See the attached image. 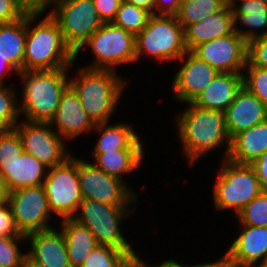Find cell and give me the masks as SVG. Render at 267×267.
Returning <instances> with one entry per match:
<instances>
[{
    "label": "cell",
    "instance_id": "cell-1",
    "mask_svg": "<svg viewBox=\"0 0 267 267\" xmlns=\"http://www.w3.org/2000/svg\"><path fill=\"white\" fill-rule=\"evenodd\" d=\"M45 10L27 13V35L23 71L58 70L69 68L76 61L75 53L66 44L57 21L48 13L32 27Z\"/></svg>",
    "mask_w": 267,
    "mask_h": 267
},
{
    "label": "cell",
    "instance_id": "cell-2",
    "mask_svg": "<svg viewBox=\"0 0 267 267\" xmlns=\"http://www.w3.org/2000/svg\"><path fill=\"white\" fill-rule=\"evenodd\" d=\"M188 105V109L177 115V131L183 144V153L188 156L190 164L222 143L227 144V151H225V159H227L231 138L226 129L224 113L203 109L191 103Z\"/></svg>",
    "mask_w": 267,
    "mask_h": 267
},
{
    "label": "cell",
    "instance_id": "cell-3",
    "mask_svg": "<svg viewBox=\"0 0 267 267\" xmlns=\"http://www.w3.org/2000/svg\"><path fill=\"white\" fill-rule=\"evenodd\" d=\"M68 68L58 70L22 71V100L19 112L27 121L50 122L57 112L60 98L69 86Z\"/></svg>",
    "mask_w": 267,
    "mask_h": 267
},
{
    "label": "cell",
    "instance_id": "cell-4",
    "mask_svg": "<svg viewBox=\"0 0 267 267\" xmlns=\"http://www.w3.org/2000/svg\"><path fill=\"white\" fill-rule=\"evenodd\" d=\"M69 85L77 93L85 112L98 124L109 122L126 82L114 70L83 67L78 70L77 79H71Z\"/></svg>",
    "mask_w": 267,
    "mask_h": 267
},
{
    "label": "cell",
    "instance_id": "cell-5",
    "mask_svg": "<svg viewBox=\"0 0 267 267\" xmlns=\"http://www.w3.org/2000/svg\"><path fill=\"white\" fill-rule=\"evenodd\" d=\"M131 205H106L94 200L82 199L72 219L84 225L95 237L98 245H106L136 255L120 231L123 217L132 213ZM131 210V211H130ZM129 212V213H128Z\"/></svg>",
    "mask_w": 267,
    "mask_h": 267
},
{
    "label": "cell",
    "instance_id": "cell-6",
    "mask_svg": "<svg viewBox=\"0 0 267 267\" xmlns=\"http://www.w3.org/2000/svg\"><path fill=\"white\" fill-rule=\"evenodd\" d=\"M136 61L141 54L161 61L179 60L187 49L184 29L175 15L152 14L146 27L135 36Z\"/></svg>",
    "mask_w": 267,
    "mask_h": 267
},
{
    "label": "cell",
    "instance_id": "cell-7",
    "mask_svg": "<svg viewBox=\"0 0 267 267\" xmlns=\"http://www.w3.org/2000/svg\"><path fill=\"white\" fill-rule=\"evenodd\" d=\"M220 168L213 202L220 211L234 209L238 214L263 189L254 168L249 164H237L227 158Z\"/></svg>",
    "mask_w": 267,
    "mask_h": 267
},
{
    "label": "cell",
    "instance_id": "cell-8",
    "mask_svg": "<svg viewBox=\"0 0 267 267\" xmlns=\"http://www.w3.org/2000/svg\"><path fill=\"white\" fill-rule=\"evenodd\" d=\"M54 5L51 16L57 21L66 44L78 57L83 44L104 23L96 11L93 0H49Z\"/></svg>",
    "mask_w": 267,
    "mask_h": 267
},
{
    "label": "cell",
    "instance_id": "cell-9",
    "mask_svg": "<svg viewBox=\"0 0 267 267\" xmlns=\"http://www.w3.org/2000/svg\"><path fill=\"white\" fill-rule=\"evenodd\" d=\"M85 45L96 58L89 69L114 70V66L136 62L135 35L112 22L103 23Z\"/></svg>",
    "mask_w": 267,
    "mask_h": 267
},
{
    "label": "cell",
    "instance_id": "cell-10",
    "mask_svg": "<svg viewBox=\"0 0 267 267\" xmlns=\"http://www.w3.org/2000/svg\"><path fill=\"white\" fill-rule=\"evenodd\" d=\"M43 181L51 212L62 219L72 218L82 201L78 179L77 158L69 157L64 163L48 168Z\"/></svg>",
    "mask_w": 267,
    "mask_h": 267
},
{
    "label": "cell",
    "instance_id": "cell-11",
    "mask_svg": "<svg viewBox=\"0 0 267 267\" xmlns=\"http://www.w3.org/2000/svg\"><path fill=\"white\" fill-rule=\"evenodd\" d=\"M78 179L83 199L94 200L106 205H131L137 194L123 180L106 174L93 162L77 158Z\"/></svg>",
    "mask_w": 267,
    "mask_h": 267
},
{
    "label": "cell",
    "instance_id": "cell-12",
    "mask_svg": "<svg viewBox=\"0 0 267 267\" xmlns=\"http://www.w3.org/2000/svg\"><path fill=\"white\" fill-rule=\"evenodd\" d=\"M49 122H18L14 129L18 132L23 150L32 154L48 168L64 163L70 154L65 149V141Z\"/></svg>",
    "mask_w": 267,
    "mask_h": 267
},
{
    "label": "cell",
    "instance_id": "cell-13",
    "mask_svg": "<svg viewBox=\"0 0 267 267\" xmlns=\"http://www.w3.org/2000/svg\"><path fill=\"white\" fill-rule=\"evenodd\" d=\"M7 201L15 223L22 235L51 229L48 198L42 185L20 188L8 192Z\"/></svg>",
    "mask_w": 267,
    "mask_h": 267
},
{
    "label": "cell",
    "instance_id": "cell-14",
    "mask_svg": "<svg viewBox=\"0 0 267 267\" xmlns=\"http://www.w3.org/2000/svg\"><path fill=\"white\" fill-rule=\"evenodd\" d=\"M191 52L218 72L243 73L248 42L236 32L198 44Z\"/></svg>",
    "mask_w": 267,
    "mask_h": 267
},
{
    "label": "cell",
    "instance_id": "cell-15",
    "mask_svg": "<svg viewBox=\"0 0 267 267\" xmlns=\"http://www.w3.org/2000/svg\"><path fill=\"white\" fill-rule=\"evenodd\" d=\"M179 61L184 64L173 77L174 96L180 102L191 103L219 72L191 51H187Z\"/></svg>",
    "mask_w": 267,
    "mask_h": 267
},
{
    "label": "cell",
    "instance_id": "cell-16",
    "mask_svg": "<svg viewBox=\"0 0 267 267\" xmlns=\"http://www.w3.org/2000/svg\"><path fill=\"white\" fill-rule=\"evenodd\" d=\"M58 129L56 132L64 139H73L95 128V123L85 112L80 99L69 85L62 93L57 112L49 122ZM55 124V125H54Z\"/></svg>",
    "mask_w": 267,
    "mask_h": 267
},
{
    "label": "cell",
    "instance_id": "cell-17",
    "mask_svg": "<svg viewBox=\"0 0 267 267\" xmlns=\"http://www.w3.org/2000/svg\"><path fill=\"white\" fill-rule=\"evenodd\" d=\"M224 115L226 129L232 140L238 133L267 120V107L242 86Z\"/></svg>",
    "mask_w": 267,
    "mask_h": 267
},
{
    "label": "cell",
    "instance_id": "cell-18",
    "mask_svg": "<svg viewBox=\"0 0 267 267\" xmlns=\"http://www.w3.org/2000/svg\"><path fill=\"white\" fill-rule=\"evenodd\" d=\"M30 241L27 258L40 267H71L65 238L60 231L51 228L26 236Z\"/></svg>",
    "mask_w": 267,
    "mask_h": 267
},
{
    "label": "cell",
    "instance_id": "cell-19",
    "mask_svg": "<svg viewBox=\"0 0 267 267\" xmlns=\"http://www.w3.org/2000/svg\"><path fill=\"white\" fill-rule=\"evenodd\" d=\"M46 170V165L26 152L15 160L0 161V173L7 192L42 185Z\"/></svg>",
    "mask_w": 267,
    "mask_h": 267
},
{
    "label": "cell",
    "instance_id": "cell-20",
    "mask_svg": "<svg viewBox=\"0 0 267 267\" xmlns=\"http://www.w3.org/2000/svg\"><path fill=\"white\" fill-rule=\"evenodd\" d=\"M235 33L234 12L231 5L205 19L188 25L184 29V43L187 51L198 44Z\"/></svg>",
    "mask_w": 267,
    "mask_h": 267
},
{
    "label": "cell",
    "instance_id": "cell-21",
    "mask_svg": "<svg viewBox=\"0 0 267 267\" xmlns=\"http://www.w3.org/2000/svg\"><path fill=\"white\" fill-rule=\"evenodd\" d=\"M242 86L243 73L219 72L191 104L224 113Z\"/></svg>",
    "mask_w": 267,
    "mask_h": 267
},
{
    "label": "cell",
    "instance_id": "cell-22",
    "mask_svg": "<svg viewBox=\"0 0 267 267\" xmlns=\"http://www.w3.org/2000/svg\"><path fill=\"white\" fill-rule=\"evenodd\" d=\"M243 231L233 241L226 254L249 267H261L267 261V227L241 224ZM261 263L258 265V261Z\"/></svg>",
    "mask_w": 267,
    "mask_h": 267
},
{
    "label": "cell",
    "instance_id": "cell-23",
    "mask_svg": "<svg viewBox=\"0 0 267 267\" xmlns=\"http://www.w3.org/2000/svg\"><path fill=\"white\" fill-rule=\"evenodd\" d=\"M267 151V120L238 133L231 140L228 159L237 164H251Z\"/></svg>",
    "mask_w": 267,
    "mask_h": 267
},
{
    "label": "cell",
    "instance_id": "cell-24",
    "mask_svg": "<svg viewBox=\"0 0 267 267\" xmlns=\"http://www.w3.org/2000/svg\"><path fill=\"white\" fill-rule=\"evenodd\" d=\"M109 122L98 123L95 130L101 134L96 143L93 153H104L114 150H143L142 142L137 133L129 124L116 123L108 125Z\"/></svg>",
    "mask_w": 267,
    "mask_h": 267
},
{
    "label": "cell",
    "instance_id": "cell-25",
    "mask_svg": "<svg viewBox=\"0 0 267 267\" xmlns=\"http://www.w3.org/2000/svg\"><path fill=\"white\" fill-rule=\"evenodd\" d=\"M26 35L27 14L18 21L0 24V58L8 60L18 72L23 71Z\"/></svg>",
    "mask_w": 267,
    "mask_h": 267
},
{
    "label": "cell",
    "instance_id": "cell-26",
    "mask_svg": "<svg viewBox=\"0 0 267 267\" xmlns=\"http://www.w3.org/2000/svg\"><path fill=\"white\" fill-rule=\"evenodd\" d=\"M61 232L65 238L67 254L71 267H80L98 245L94 235L72 218L61 221Z\"/></svg>",
    "mask_w": 267,
    "mask_h": 267
},
{
    "label": "cell",
    "instance_id": "cell-27",
    "mask_svg": "<svg viewBox=\"0 0 267 267\" xmlns=\"http://www.w3.org/2000/svg\"><path fill=\"white\" fill-rule=\"evenodd\" d=\"M239 3L237 7L236 4L232 5L235 32L247 42L254 38L267 35V2L260 0H240ZM237 23L247 26L248 30L239 29ZM257 29H264V31L257 33Z\"/></svg>",
    "mask_w": 267,
    "mask_h": 267
},
{
    "label": "cell",
    "instance_id": "cell-28",
    "mask_svg": "<svg viewBox=\"0 0 267 267\" xmlns=\"http://www.w3.org/2000/svg\"><path fill=\"white\" fill-rule=\"evenodd\" d=\"M96 167L106 174L122 180L123 174L132 173L142 165L143 150H114L104 153H93Z\"/></svg>",
    "mask_w": 267,
    "mask_h": 267
},
{
    "label": "cell",
    "instance_id": "cell-29",
    "mask_svg": "<svg viewBox=\"0 0 267 267\" xmlns=\"http://www.w3.org/2000/svg\"><path fill=\"white\" fill-rule=\"evenodd\" d=\"M226 5L225 0H182L175 17L185 29L188 25L220 11Z\"/></svg>",
    "mask_w": 267,
    "mask_h": 267
},
{
    "label": "cell",
    "instance_id": "cell-30",
    "mask_svg": "<svg viewBox=\"0 0 267 267\" xmlns=\"http://www.w3.org/2000/svg\"><path fill=\"white\" fill-rule=\"evenodd\" d=\"M132 260L124 250L97 245L80 267H132Z\"/></svg>",
    "mask_w": 267,
    "mask_h": 267
},
{
    "label": "cell",
    "instance_id": "cell-31",
    "mask_svg": "<svg viewBox=\"0 0 267 267\" xmlns=\"http://www.w3.org/2000/svg\"><path fill=\"white\" fill-rule=\"evenodd\" d=\"M151 15L148 10L123 0L112 23L136 36L146 27Z\"/></svg>",
    "mask_w": 267,
    "mask_h": 267
},
{
    "label": "cell",
    "instance_id": "cell-32",
    "mask_svg": "<svg viewBox=\"0 0 267 267\" xmlns=\"http://www.w3.org/2000/svg\"><path fill=\"white\" fill-rule=\"evenodd\" d=\"M240 224L267 227V190H263L236 215Z\"/></svg>",
    "mask_w": 267,
    "mask_h": 267
},
{
    "label": "cell",
    "instance_id": "cell-33",
    "mask_svg": "<svg viewBox=\"0 0 267 267\" xmlns=\"http://www.w3.org/2000/svg\"><path fill=\"white\" fill-rule=\"evenodd\" d=\"M15 99L11 86L0 85V131L14 129L18 123L19 104Z\"/></svg>",
    "mask_w": 267,
    "mask_h": 267
},
{
    "label": "cell",
    "instance_id": "cell-34",
    "mask_svg": "<svg viewBox=\"0 0 267 267\" xmlns=\"http://www.w3.org/2000/svg\"><path fill=\"white\" fill-rule=\"evenodd\" d=\"M244 69L243 86L267 107V69L256 66H246Z\"/></svg>",
    "mask_w": 267,
    "mask_h": 267
},
{
    "label": "cell",
    "instance_id": "cell-35",
    "mask_svg": "<svg viewBox=\"0 0 267 267\" xmlns=\"http://www.w3.org/2000/svg\"><path fill=\"white\" fill-rule=\"evenodd\" d=\"M26 240V237L0 236V265L2 267H20L27 257L18 249V241ZM17 242V243H16ZM21 252V253H20Z\"/></svg>",
    "mask_w": 267,
    "mask_h": 267
},
{
    "label": "cell",
    "instance_id": "cell-36",
    "mask_svg": "<svg viewBox=\"0 0 267 267\" xmlns=\"http://www.w3.org/2000/svg\"><path fill=\"white\" fill-rule=\"evenodd\" d=\"M23 152L20 136L15 129L0 131V161L15 160Z\"/></svg>",
    "mask_w": 267,
    "mask_h": 267
},
{
    "label": "cell",
    "instance_id": "cell-37",
    "mask_svg": "<svg viewBox=\"0 0 267 267\" xmlns=\"http://www.w3.org/2000/svg\"><path fill=\"white\" fill-rule=\"evenodd\" d=\"M246 66L267 69V35L254 38L248 42Z\"/></svg>",
    "mask_w": 267,
    "mask_h": 267
},
{
    "label": "cell",
    "instance_id": "cell-38",
    "mask_svg": "<svg viewBox=\"0 0 267 267\" xmlns=\"http://www.w3.org/2000/svg\"><path fill=\"white\" fill-rule=\"evenodd\" d=\"M29 11L20 0H0V24L18 21Z\"/></svg>",
    "mask_w": 267,
    "mask_h": 267
},
{
    "label": "cell",
    "instance_id": "cell-39",
    "mask_svg": "<svg viewBox=\"0 0 267 267\" xmlns=\"http://www.w3.org/2000/svg\"><path fill=\"white\" fill-rule=\"evenodd\" d=\"M0 236L26 237L18 230L8 201L0 204Z\"/></svg>",
    "mask_w": 267,
    "mask_h": 267
},
{
    "label": "cell",
    "instance_id": "cell-40",
    "mask_svg": "<svg viewBox=\"0 0 267 267\" xmlns=\"http://www.w3.org/2000/svg\"><path fill=\"white\" fill-rule=\"evenodd\" d=\"M123 0H93L100 19L104 23L112 22Z\"/></svg>",
    "mask_w": 267,
    "mask_h": 267
},
{
    "label": "cell",
    "instance_id": "cell-41",
    "mask_svg": "<svg viewBox=\"0 0 267 267\" xmlns=\"http://www.w3.org/2000/svg\"><path fill=\"white\" fill-rule=\"evenodd\" d=\"M250 165L254 168L262 189L267 190V151Z\"/></svg>",
    "mask_w": 267,
    "mask_h": 267
},
{
    "label": "cell",
    "instance_id": "cell-42",
    "mask_svg": "<svg viewBox=\"0 0 267 267\" xmlns=\"http://www.w3.org/2000/svg\"><path fill=\"white\" fill-rule=\"evenodd\" d=\"M155 15H175L178 12L182 0H154ZM155 9L159 12L156 13Z\"/></svg>",
    "mask_w": 267,
    "mask_h": 267
},
{
    "label": "cell",
    "instance_id": "cell-43",
    "mask_svg": "<svg viewBox=\"0 0 267 267\" xmlns=\"http://www.w3.org/2000/svg\"><path fill=\"white\" fill-rule=\"evenodd\" d=\"M140 256H138L137 254L133 257L132 260V267H149V265L147 263H145L143 260H141L139 258ZM155 267H199V264L196 265H181L179 263H177L175 260H166L164 263L159 264V265H154Z\"/></svg>",
    "mask_w": 267,
    "mask_h": 267
},
{
    "label": "cell",
    "instance_id": "cell-44",
    "mask_svg": "<svg viewBox=\"0 0 267 267\" xmlns=\"http://www.w3.org/2000/svg\"><path fill=\"white\" fill-rule=\"evenodd\" d=\"M199 267H249L231 259L226 253L216 262L199 264Z\"/></svg>",
    "mask_w": 267,
    "mask_h": 267
},
{
    "label": "cell",
    "instance_id": "cell-45",
    "mask_svg": "<svg viewBox=\"0 0 267 267\" xmlns=\"http://www.w3.org/2000/svg\"><path fill=\"white\" fill-rule=\"evenodd\" d=\"M30 10H48L47 3L49 0H20Z\"/></svg>",
    "mask_w": 267,
    "mask_h": 267
},
{
    "label": "cell",
    "instance_id": "cell-46",
    "mask_svg": "<svg viewBox=\"0 0 267 267\" xmlns=\"http://www.w3.org/2000/svg\"><path fill=\"white\" fill-rule=\"evenodd\" d=\"M130 4H134L135 6L142 7L148 10L151 14H154V0H124Z\"/></svg>",
    "mask_w": 267,
    "mask_h": 267
},
{
    "label": "cell",
    "instance_id": "cell-47",
    "mask_svg": "<svg viewBox=\"0 0 267 267\" xmlns=\"http://www.w3.org/2000/svg\"><path fill=\"white\" fill-rule=\"evenodd\" d=\"M10 70L15 71L17 74H19V72L9 63L8 60L0 58V85L4 84L3 76L7 75L6 73H9L8 71Z\"/></svg>",
    "mask_w": 267,
    "mask_h": 267
},
{
    "label": "cell",
    "instance_id": "cell-48",
    "mask_svg": "<svg viewBox=\"0 0 267 267\" xmlns=\"http://www.w3.org/2000/svg\"><path fill=\"white\" fill-rule=\"evenodd\" d=\"M8 192L4 186L3 177L0 173V204L7 201Z\"/></svg>",
    "mask_w": 267,
    "mask_h": 267
},
{
    "label": "cell",
    "instance_id": "cell-49",
    "mask_svg": "<svg viewBox=\"0 0 267 267\" xmlns=\"http://www.w3.org/2000/svg\"><path fill=\"white\" fill-rule=\"evenodd\" d=\"M20 267H40L37 264H35L34 262H32L30 259H28L27 257L23 260L22 264Z\"/></svg>",
    "mask_w": 267,
    "mask_h": 267
},
{
    "label": "cell",
    "instance_id": "cell-50",
    "mask_svg": "<svg viewBox=\"0 0 267 267\" xmlns=\"http://www.w3.org/2000/svg\"><path fill=\"white\" fill-rule=\"evenodd\" d=\"M226 1V3L228 4V5H233V4H235V3H237L236 2V0H225Z\"/></svg>",
    "mask_w": 267,
    "mask_h": 267
},
{
    "label": "cell",
    "instance_id": "cell-51",
    "mask_svg": "<svg viewBox=\"0 0 267 267\" xmlns=\"http://www.w3.org/2000/svg\"><path fill=\"white\" fill-rule=\"evenodd\" d=\"M261 267H267V261Z\"/></svg>",
    "mask_w": 267,
    "mask_h": 267
}]
</instances>
